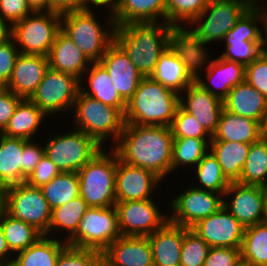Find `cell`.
<instances>
[{"mask_svg": "<svg viewBox=\"0 0 267 266\" xmlns=\"http://www.w3.org/2000/svg\"><path fill=\"white\" fill-rule=\"evenodd\" d=\"M249 8L247 0H212L189 25L196 27L192 30L186 27L181 35L198 54L206 53L207 43L222 41Z\"/></svg>", "mask_w": 267, "mask_h": 266, "instance_id": "277c9868", "label": "cell"}, {"mask_svg": "<svg viewBox=\"0 0 267 266\" xmlns=\"http://www.w3.org/2000/svg\"><path fill=\"white\" fill-rule=\"evenodd\" d=\"M51 210L63 206L80 196L79 178L77 172L60 173L49 183L40 187Z\"/></svg>", "mask_w": 267, "mask_h": 266, "instance_id": "8d00e7d4", "label": "cell"}, {"mask_svg": "<svg viewBox=\"0 0 267 266\" xmlns=\"http://www.w3.org/2000/svg\"><path fill=\"white\" fill-rule=\"evenodd\" d=\"M263 133H267V115L263 124Z\"/></svg>", "mask_w": 267, "mask_h": 266, "instance_id": "03108f58", "label": "cell"}, {"mask_svg": "<svg viewBox=\"0 0 267 266\" xmlns=\"http://www.w3.org/2000/svg\"><path fill=\"white\" fill-rule=\"evenodd\" d=\"M240 253L241 259L253 266H267V225L245 228Z\"/></svg>", "mask_w": 267, "mask_h": 266, "instance_id": "74e56055", "label": "cell"}, {"mask_svg": "<svg viewBox=\"0 0 267 266\" xmlns=\"http://www.w3.org/2000/svg\"><path fill=\"white\" fill-rule=\"evenodd\" d=\"M250 145L231 141L210 142V151L217 158L223 174L230 182L239 180Z\"/></svg>", "mask_w": 267, "mask_h": 266, "instance_id": "d6a6232c", "label": "cell"}, {"mask_svg": "<svg viewBox=\"0 0 267 266\" xmlns=\"http://www.w3.org/2000/svg\"><path fill=\"white\" fill-rule=\"evenodd\" d=\"M88 208L86 202L78 196L63 206L53 209L49 224V237H52L50 234H54V238L55 232L66 231L67 235L63 240L67 241L76 232L80 220Z\"/></svg>", "mask_w": 267, "mask_h": 266, "instance_id": "d590c367", "label": "cell"}, {"mask_svg": "<svg viewBox=\"0 0 267 266\" xmlns=\"http://www.w3.org/2000/svg\"><path fill=\"white\" fill-rule=\"evenodd\" d=\"M170 128L174 138L212 139V136L201 126L198 119L186 112L180 105Z\"/></svg>", "mask_w": 267, "mask_h": 266, "instance_id": "f6af8a7d", "label": "cell"}, {"mask_svg": "<svg viewBox=\"0 0 267 266\" xmlns=\"http://www.w3.org/2000/svg\"><path fill=\"white\" fill-rule=\"evenodd\" d=\"M11 257V258H10ZM14 255L7 246L2 224L0 221V266H11Z\"/></svg>", "mask_w": 267, "mask_h": 266, "instance_id": "9f6ffc18", "label": "cell"}, {"mask_svg": "<svg viewBox=\"0 0 267 266\" xmlns=\"http://www.w3.org/2000/svg\"><path fill=\"white\" fill-rule=\"evenodd\" d=\"M99 63L108 72L115 90L128 102L144 76L115 41L107 48Z\"/></svg>", "mask_w": 267, "mask_h": 266, "instance_id": "ffe728a7", "label": "cell"}, {"mask_svg": "<svg viewBox=\"0 0 267 266\" xmlns=\"http://www.w3.org/2000/svg\"><path fill=\"white\" fill-rule=\"evenodd\" d=\"M210 142L211 139L174 138L172 172L186 165L193 169L210 150Z\"/></svg>", "mask_w": 267, "mask_h": 266, "instance_id": "ab89813d", "label": "cell"}, {"mask_svg": "<svg viewBox=\"0 0 267 266\" xmlns=\"http://www.w3.org/2000/svg\"><path fill=\"white\" fill-rule=\"evenodd\" d=\"M119 1L120 0H82V9L91 8L89 6V4L91 6H94L95 8H97V7L103 8V6L104 7L106 6L105 8H107V10L110 13L115 9V7L119 3ZM92 3H93V5H92Z\"/></svg>", "mask_w": 267, "mask_h": 266, "instance_id": "6f0895ef", "label": "cell"}, {"mask_svg": "<svg viewBox=\"0 0 267 266\" xmlns=\"http://www.w3.org/2000/svg\"><path fill=\"white\" fill-rule=\"evenodd\" d=\"M45 116L47 117L30 99H22L1 134L10 138L33 140Z\"/></svg>", "mask_w": 267, "mask_h": 266, "instance_id": "f546056e", "label": "cell"}, {"mask_svg": "<svg viewBox=\"0 0 267 266\" xmlns=\"http://www.w3.org/2000/svg\"><path fill=\"white\" fill-rule=\"evenodd\" d=\"M2 209V197H1V193H0V210Z\"/></svg>", "mask_w": 267, "mask_h": 266, "instance_id": "003e7915", "label": "cell"}, {"mask_svg": "<svg viewBox=\"0 0 267 266\" xmlns=\"http://www.w3.org/2000/svg\"><path fill=\"white\" fill-rule=\"evenodd\" d=\"M103 266H154L148 237L119 236L103 252Z\"/></svg>", "mask_w": 267, "mask_h": 266, "instance_id": "603a6c76", "label": "cell"}, {"mask_svg": "<svg viewBox=\"0 0 267 266\" xmlns=\"http://www.w3.org/2000/svg\"><path fill=\"white\" fill-rule=\"evenodd\" d=\"M82 9V0H49V11L65 12Z\"/></svg>", "mask_w": 267, "mask_h": 266, "instance_id": "11a10c76", "label": "cell"}, {"mask_svg": "<svg viewBox=\"0 0 267 266\" xmlns=\"http://www.w3.org/2000/svg\"><path fill=\"white\" fill-rule=\"evenodd\" d=\"M33 12L27 0H0V17L10 26Z\"/></svg>", "mask_w": 267, "mask_h": 266, "instance_id": "681fc988", "label": "cell"}, {"mask_svg": "<svg viewBox=\"0 0 267 266\" xmlns=\"http://www.w3.org/2000/svg\"><path fill=\"white\" fill-rule=\"evenodd\" d=\"M200 73H205V79L200 76ZM244 80V65L226 60L219 55L215 59H210L208 52L198 54L195 65V81L222 101L233 87Z\"/></svg>", "mask_w": 267, "mask_h": 266, "instance_id": "9a60e30c", "label": "cell"}, {"mask_svg": "<svg viewBox=\"0 0 267 266\" xmlns=\"http://www.w3.org/2000/svg\"><path fill=\"white\" fill-rule=\"evenodd\" d=\"M40 145L41 143H35L34 139L33 141L23 139V183H25L26 179L45 154L44 146L42 147Z\"/></svg>", "mask_w": 267, "mask_h": 266, "instance_id": "f5cc1de1", "label": "cell"}, {"mask_svg": "<svg viewBox=\"0 0 267 266\" xmlns=\"http://www.w3.org/2000/svg\"><path fill=\"white\" fill-rule=\"evenodd\" d=\"M237 182L267 188V138L265 136L250 145Z\"/></svg>", "mask_w": 267, "mask_h": 266, "instance_id": "e575fe53", "label": "cell"}, {"mask_svg": "<svg viewBox=\"0 0 267 266\" xmlns=\"http://www.w3.org/2000/svg\"><path fill=\"white\" fill-rule=\"evenodd\" d=\"M163 180L153 171L123 163L117 155L115 174L116 203L151 199Z\"/></svg>", "mask_w": 267, "mask_h": 266, "instance_id": "d6986e66", "label": "cell"}, {"mask_svg": "<svg viewBox=\"0 0 267 266\" xmlns=\"http://www.w3.org/2000/svg\"><path fill=\"white\" fill-rule=\"evenodd\" d=\"M60 31V12L34 11L11 26V37L21 54L48 56Z\"/></svg>", "mask_w": 267, "mask_h": 266, "instance_id": "ba28073f", "label": "cell"}, {"mask_svg": "<svg viewBox=\"0 0 267 266\" xmlns=\"http://www.w3.org/2000/svg\"><path fill=\"white\" fill-rule=\"evenodd\" d=\"M0 221L7 246L13 255L33 245L44 235L33 225L13 218L3 209L0 210Z\"/></svg>", "mask_w": 267, "mask_h": 266, "instance_id": "836d02e7", "label": "cell"}, {"mask_svg": "<svg viewBox=\"0 0 267 266\" xmlns=\"http://www.w3.org/2000/svg\"><path fill=\"white\" fill-rule=\"evenodd\" d=\"M236 266H253L252 264H249L248 262L244 261V260H240Z\"/></svg>", "mask_w": 267, "mask_h": 266, "instance_id": "e7e4bbea", "label": "cell"}, {"mask_svg": "<svg viewBox=\"0 0 267 266\" xmlns=\"http://www.w3.org/2000/svg\"><path fill=\"white\" fill-rule=\"evenodd\" d=\"M67 245L63 239L43 235L36 243L16 253L11 266H55Z\"/></svg>", "mask_w": 267, "mask_h": 266, "instance_id": "1f68e13d", "label": "cell"}, {"mask_svg": "<svg viewBox=\"0 0 267 266\" xmlns=\"http://www.w3.org/2000/svg\"><path fill=\"white\" fill-rule=\"evenodd\" d=\"M103 148L77 173L80 197L88 207H109L116 204L115 174L117 153Z\"/></svg>", "mask_w": 267, "mask_h": 266, "instance_id": "8992f818", "label": "cell"}, {"mask_svg": "<svg viewBox=\"0 0 267 266\" xmlns=\"http://www.w3.org/2000/svg\"><path fill=\"white\" fill-rule=\"evenodd\" d=\"M225 42V51L221 55L229 61H234L245 67L252 63L267 47L264 42L243 41L242 39L223 38Z\"/></svg>", "mask_w": 267, "mask_h": 266, "instance_id": "7bdbcfd3", "label": "cell"}, {"mask_svg": "<svg viewBox=\"0 0 267 266\" xmlns=\"http://www.w3.org/2000/svg\"><path fill=\"white\" fill-rule=\"evenodd\" d=\"M184 227L167 221L148 236L154 266H180Z\"/></svg>", "mask_w": 267, "mask_h": 266, "instance_id": "484cf974", "label": "cell"}, {"mask_svg": "<svg viewBox=\"0 0 267 266\" xmlns=\"http://www.w3.org/2000/svg\"><path fill=\"white\" fill-rule=\"evenodd\" d=\"M167 0H120L111 12L115 26L125 22H166Z\"/></svg>", "mask_w": 267, "mask_h": 266, "instance_id": "f1b7e54d", "label": "cell"}, {"mask_svg": "<svg viewBox=\"0 0 267 266\" xmlns=\"http://www.w3.org/2000/svg\"><path fill=\"white\" fill-rule=\"evenodd\" d=\"M260 1L262 2L263 0H259V2H258V0H247L248 5L250 7H257L259 5V3H261Z\"/></svg>", "mask_w": 267, "mask_h": 266, "instance_id": "be15d7a7", "label": "cell"}, {"mask_svg": "<svg viewBox=\"0 0 267 266\" xmlns=\"http://www.w3.org/2000/svg\"><path fill=\"white\" fill-rule=\"evenodd\" d=\"M11 37V26L0 17V43Z\"/></svg>", "mask_w": 267, "mask_h": 266, "instance_id": "91938a15", "label": "cell"}, {"mask_svg": "<svg viewBox=\"0 0 267 266\" xmlns=\"http://www.w3.org/2000/svg\"><path fill=\"white\" fill-rule=\"evenodd\" d=\"M47 57L49 68L70 74L80 81L92 63L62 31L57 34Z\"/></svg>", "mask_w": 267, "mask_h": 266, "instance_id": "d4e9b609", "label": "cell"}, {"mask_svg": "<svg viewBox=\"0 0 267 266\" xmlns=\"http://www.w3.org/2000/svg\"><path fill=\"white\" fill-rule=\"evenodd\" d=\"M19 55L12 37L0 43V84L3 87L8 83Z\"/></svg>", "mask_w": 267, "mask_h": 266, "instance_id": "c3c4849f", "label": "cell"}, {"mask_svg": "<svg viewBox=\"0 0 267 266\" xmlns=\"http://www.w3.org/2000/svg\"><path fill=\"white\" fill-rule=\"evenodd\" d=\"M190 187L174 196L168 207L171 209L168 221L186 228H191L224 206L223 194L198 189L195 185Z\"/></svg>", "mask_w": 267, "mask_h": 266, "instance_id": "5bb4252c", "label": "cell"}, {"mask_svg": "<svg viewBox=\"0 0 267 266\" xmlns=\"http://www.w3.org/2000/svg\"><path fill=\"white\" fill-rule=\"evenodd\" d=\"M198 53L180 35L159 56L150 77L164 87L180 94L195 80V65Z\"/></svg>", "mask_w": 267, "mask_h": 266, "instance_id": "9c48e42d", "label": "cell"}, {"mask_svg": "<svg viewBox=\"0 0 267 266\" xmlns=\"http://www.w3.org/2000/svg\"><path fill=\"white\" fill-rule=\"evenodd\" d=\"M179 96L150 76L144 77L126 104L125 124L170 127L180 105Z\"/></svg>", "mask_w": 267, "mask_h": 266, "instance_id": "3957f363", "label": "cell"}, {"mask_svg": "<svg viewBox=\"0 0 267 266\" xmlns=\"http://www.w3.org/2000/svg\"><path fill=\"white\" fill-rule=\"evenodd\" d=\"M33 11H49V0H27Z\"/></svg>", "mask_w": 267, "mask_h": 266, "instance_id": "680465c9", "label": "cell"}, {"mask_svg": "<svg viewBox=\"0 0 267 266\" xmlns=\"http://www.w3.org/2000/svg\"><path fill=\"white\" fill-rule=\"evenodd\" d=\"M181 33L167 22H125L115 28L114 41L144 76H150L159 56Z\"/></svg>", "mask_w": 267, "mask_h": 266, "instance_id": "7a4b0ae2", "label": "cell"}, {"mask_svg": "<svg viewBox=\"0 0 267 266\" xmlns=\"http://www.w3.org/2000/svg\"><path fill=\"white\" fill-rule=\"evenodd\" d=\"M85 75L89 77L84 78ZM84 79L89 82V87L85 84L87 89L90 88L89 90L82 86ZM80 91L105 105L118 108L123 114L125 113L127 102L115 90L112 79L99 62H92L83 74L80 81Z\"/></svg>", "mask_w": 267, "mask_h": 266, "instance_id": "83f0119b", "label": "cell"}, {"mask_svg": "<svg viewBox=\"0 0 267 266\" xmlns=\"http://www.w3.org/2000/svg\"><path fill=\"white\" fill-rule=\"evenodd\" d=\"M262 17L256 7H250L235 23L234 27L223 38L242 39L243 41L264 42Z\"/></svg>", "mask_w": 267, "mask_h": 266, "instance_id": "b9f144b4", "label": "cell"}, {"mask_svg": "<svg viewBox=\"0 0 267 266\" xmlns=\"http://www.w3.org/2000/svg\"><path fill=\"white\" fill-rule=\"evenodd\" d=\"M245 80L267 99V49L245 67Z\"/></svg>", "mask_w": 267, "mask_h": 266, "instance_id": "7dc6e473", "label": "cell"}, {"mask_svg": "<svg viewBox=\"0 0 267 266\" xmlns=\"http://www.w3.org/2000/svg\"><path fill=\"white\" fill-rule=\"evenodd\" d=\"M256 8L259 10L261 17H262V27H263V30L265 29L264 30L265 34H263L264 35L263 39H264V43L267 47V10L264 6H261V5L260 6L258 5ZM264 8H265V10H264Z\"/></svg>", "mask_w": 267, "mask_h": 266, "instance_id": "94428289", "label": "cell"}, {"mask_svg": "<svg viewBox=\"0 0 267 266\" xmlns=\"http://www.w3.org/2000/svg\"><path fill=\"white\" fill-rule=\"evenodd\" d=\"M240 260V248L211 247L203 266H236Z\"/></svg>", "mask_w": 267, "mask_h": 266, "instance_id": "816d5d0a", "label": "cell"}, {"mask_svg": "<svg viewBox=\"0 0 267 266\" xmlns=\"http://www.w3.org/2000/svg\"><path fill=\"white\" fill-rule=\"evenodd\" d=\"M73 124L76 129L94 138L101 146L105 140L118 141L125 126L124 114L115 107L105 105L79 91L74 102ZM113 138H111V137Z\"/></svg>", "mask_w": 267, "mask_h": 266, "instance_id": "52a82bcc", "label": "cell"}, {"mask_svg": "<svg viewBox=\"0 0 267 266\" xmlns=\"http://www.w3.org/2000/svg\"><path fill=\"white\" fill-rule=\"evenodd\" d=\"M2 209L17 220L31 224L49 236L51 208L42 190L26 183L11 185L0 191Z\"/></svg>", "mask_w": 267, "mask_h": 266, "instance_id": "30bf717a", "label": "cell"}, {"mask_svg": "<svg viewBox=\"0 0 267 266\" xmlns=\"http://www.w3.org/2000/svg\"><path fill=\"white\" fill-rule=\"evenodd\" d=\"M79 91L78 78L49 68L30 100L51 116L68 110L71 112Z\"/></svg>", "mask_w": 267, "mask_h": 266, "instance_id": "4fadbf2b", "label": "cell"}, {"mask_svg": "<svg viewBox=\"0 0 267 266\" xmlns=\"http://www.w3.org/2000/svg\"><path fill=\"white\" fill-rule=\"evenodd\" d=\"M21 100L22 98L4 87L0 90V134L7 127L9 119Z\"/></svg>", "mask_w": 267, "mask_h": 266, "instance_id": "db71d44e", "label": "cell"}, {"mask_svg": "<svg viewBox=\"0 0 267 266\" xmlns=\"http://www.w3.org/2000/svg\"><path fill=\"white\" fill-rule=\"evenodd\" d=\"M173 139L169 126L125 124L112 149L123 163L153 171L164 180L172 173Z\"/></svg>", "mask_w": 267, "mask_h": 266, "instance_id": "6da1fadb", "label": "cell"}, {"mask_svg": "<svg viewBox=\"0 0 267 266\" xmlns=\"http://www.w3.org/2000/svg\"><path fill=\"white\" fill-rule=\"evenodd\" d=\"M210 246L190 228L184 227L180 266H203Z\"/></svg>", "mask_w": 267, "mask_h": 266, "instance_id": "ee69618b", "label": "cell"}, {"mask_svg": "<svg viewBox=\"0 0 267 266\" xmlns=\"http://www.w3.org/2000/svg\"><path fill=\"white\" fill-rule=\"evenodd\" d=\"M48 69L47 56L20 53L4 88L22 99H30Z\"/></svg>", "mask_w": 267, "mask_h": 266, "instance_id": "7402d4cb", "label": "cell"}, {"mask_svg": "<svg viewBox=\"0 0 267 266\" xmlns=\"http://www.w3.org/2000/svg\"><path fill=\"white\" fill-rule=\"evenodd\" d=\"M223 108L233 114L256 120L263 126L267 115V99L244 80L229 91L223 100Z\"/></svg>", "mask_w": 267, "mask_h": 266, "instance_id": "cb8c5ba5", "label": "cell"}, {"mask_svg": "<svg viewBox=\"0 0 267 266\" xmlns=\"http://www.w3.org/2000/svg\"><path fill=\"white\" fill-rule=\"evenodd\" d=\"M179 95L180 106L196 117L201 126L213 136L218 128L223 101L210 94L195 80Z\"/></svg>", "mask_w": 267, "mask_h": 266, "instance_id": "44dd1931", "label": "cell"}, {"mask_svg": "<svg viewBox=\"0 0 267 266\" xmlns=\"http://www.w3.org/2000/svg\"><path fill=\"white\" fill-rule=\"evenodd\" d=\"M55 266H103V253L67 245Z\"/></svg>", "mask_w": 267, "mask_h": 266, "instance_id": "bcb514c9", "label": "cell"}, {"mask_svg": "<svg viewBox=\"0 0 267 266\" xmlns=\"http://www.w3.org/2000/svg\"><path fill=\"white\" fill-rule=\"evenodd\" d=\"M233 196H232V195ZM232 198L229 199V197ZM224 208L247 228L262 223L267 188L257 185H245L231 182L224 193Z\"/></svg>", "mask_w": 267, "mask_h": 266, "instance_id": "e0dca14e", "label": "cell"}, {"mask_svg": "<svg viewBox=\"0 0 267 266\" xmlns=\"http://www.w3.org/2000/svg\"><path fill=\"white\" fill-rule=\"evenodd\" d=\"M93 12L92 8L62 12L61 31L91 62H99L114 42L116 26L111 12L104 22L106 29L97 21Z\"/></svg>", "mask_w": 267, "mask_h": 266, "instance_id": "5b68a950", "label": "cell"}, {"mask_svg": "<svg viewBox=\"0 0 267 266\" xmlns=\"http://www.w3.org/2000/svg\"><path fill=\"white\" fill-rule=\"evenodd\" d=\"M262 223L267 225V197H266L265 205H264V215H263Z\"/></svg>", "mask_w": 267, "mask_h": 266, "instance_id": "6125c7cd", "label": "cell"}, {"mask_svg": "<svg viewBox=\"0 0 267 266\" xmlns=\"http://www.w3.org/2000/svg\"><path fill=\"white\" fill-rule=\"evenodd\" d=\"M153 200L152 197L115 204L121 236L148 237L168 221V214H163Z\"/></svg>", "mask_w": 267, "mask_h": 266, "instance_id": "2e32d148", "label": "cell"}, {"mask_svg": "<svg viewBox=\"0 0 267 266\" xmlns=\"http://www.w3.org/2000/svg\"><path fill=\"white\" fill-rule=\"evenodd\" d=\"M195 178H197L199 186L195 188L212 191L218 194H223L228 189L230 181L223 174L217 158L209 150L200 162L195 166ZM200 182V183H199Z\"/></svg>", "mask_w": 267, "mask_h": 266, "instance_id": "f35d334b", "label": "cell"}, {"mask_svg": "<svg viewBox=\"0 0 267 266\" xmlns=\"http://www.w3.org/2000/svg\"><path fill=\"white\" fill-rule=\"evenodd\" d=\"M210 247L241 248L244 226L224 207L190 228Z\"/></svg>", "mask_w": 267, "mask_h": 266, "instance_id": "ac0fdd59", "label": "cell"}, {"mask_svg": "<svg viewBox=\"0 0 267 266\" xmlns=\"http://www.w3.org/2000/svg\"><path fill=\"white\" fill-rule=\"evenodd\" d=\"M23 139L0 134V191L23 183Z\"/></svg>", "mask_w": 267, "mask_h": 266, "instance_id": "4dcf8cb0", "label": "cell"}, {"mask_svg": "<svg viewBox=\"0 0 267 266\" xmlns=\"http://www.w3.org/2000/svg\"><path fill=\"white\" fill-rule=\"evenodd\" d=\"M212 0H167L166 22L180 33L185 29L182 25L191 24ZM182 23V24H181Z\"/></svg>", "mask_w": 267, "mask_h": 266, "instance_id": "60d3db41", "label": "cell"}, {"mask_svg": "<svg viewBox=\"0 0 267 266\" xmlns=\"http://www.w3.org/2000/svg\"><path fill=\"white\" fill-rule=\"evenodd\" d=\"M45 155L61 173L78 172L102 149L94 138L74 128L71 133H60L48 138Z\"/></svg>", "mask_w": 267, "mask_h": 266, "instance_id": "7c38bea8", "label": "cell"}, {"mask_svg": "<svg viewBox=\"0 0 267 266\" xmlns=\"http://www.w3.org/2000/svg\"><path fill=\"white\" fill-rule=\"evenodd\" d=\"M60 173L57 166L44 154L25 183L31 187L40 188L42 185L49 183Z\"/></svg>", "mask_w": 267, "mask_h": 266, "instance_id": "f907efd6", "label": "cell"}, {"mask_svg": "<svg viewBox=\"0 0 267 266\" xmlns=\"http://www.w3.org/2000/svg\"><path fill=\"white\" fill-rule=\"evenodd\" d=\"M263 134V126L256 120L233 114L223 108L218 128L211 141H231L252 144Z\"/></svg>", "mask_w": 267, "mask_h": 266, "instance_id": "4316f807", "label": "cell"}, {"mask_svg": "<svg viewBox=\"0 0 267 266\" xmlns=\"http://www.w3.org/2000/svg\"><path fill=\"white\" fill-rule=\"evenodd\" d=\"M121 236L115 205L89 207L80 220L76 232L66 241L69 246L103 253Z\"/></svg>", "mask_w": 267, "mask_h": 266, "instance_id": "8fae6325", "label": "cell"}]
</instances>
